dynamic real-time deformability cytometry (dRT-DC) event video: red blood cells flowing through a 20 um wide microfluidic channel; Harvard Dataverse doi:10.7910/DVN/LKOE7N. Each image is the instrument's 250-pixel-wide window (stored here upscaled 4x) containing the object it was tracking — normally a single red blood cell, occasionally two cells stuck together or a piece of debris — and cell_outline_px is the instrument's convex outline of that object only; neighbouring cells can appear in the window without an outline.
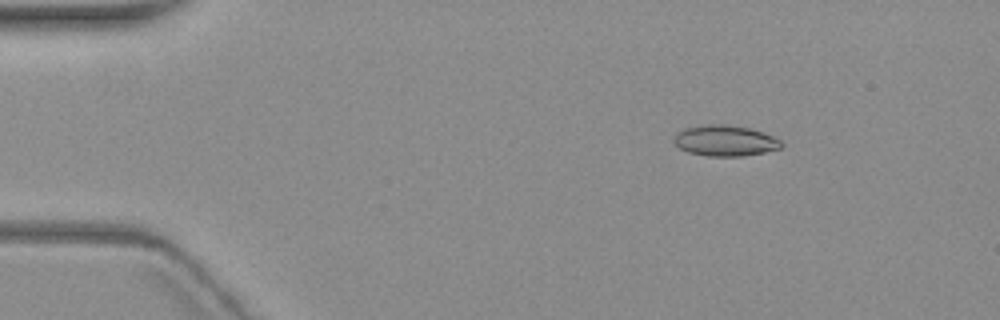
{"species": "common noctule bat (a hibernating species)", "species_latin": "Nyctalus noctula", "temperature_condition": "warm", "stored_images_in_passage": 7, "camera_frame_rate_fps": 3000, "um_per_image_px": 0.085, "animal": {"sex": "female", "body_mass_g": 19.3, "forearm_length_mm": 54.1}, "frame": {"image": 1, "passage_image": 3, "time_ms": 2.333, "image_size_px": [1000, 320], "cell_outline_px": [[784, 144], [780, 148], [764, 152], [744, 156], [708, 156], [688, 152], [680, 148], [672, 140], [672, 136], [676, 132], [684, 128], [704, 124], [724, 124], [748, 128], [764, 132], [780, 140]], "centroid_in_image_um": [61.59, 11.95], "position_along_channel_um": 23.4, "area_um2": 19.42}}
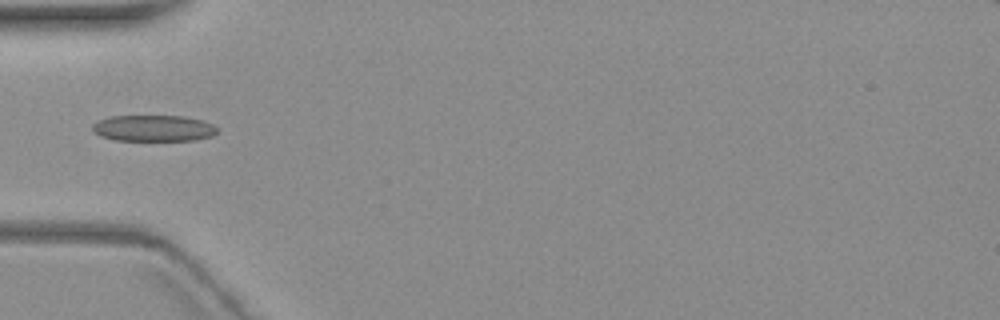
{"frame": {"image": 2, "passage_image": 6, "time_ms": 6.0, "image_size_px": [1000, 320], "cell_outline_px": [[220, 128], [212, 136], [196, 140], [116, 140], [100, 136], [92, 132], [92, 124], [100, 120], [112, 116], [184, 116], [204, 120]], "centroid_in_image_um": [13.07, 10.9], "position_along_channel_um": 71.9, "area_um2": 19.19}}
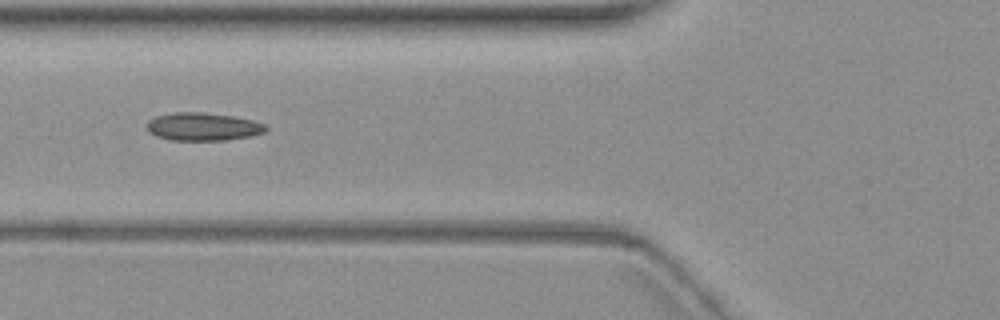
{"frame": {"image": 3, "passage_image": 7, "time_ms": 7.0, "image_size_px": [1000, 320], "cell_outline_px": [[268, 128], [264, 132], [252, 136], [224, 140], [172, 140], [156, 136], [148, 132], [148, 120], [156, 116], [172, 112], [200, 112], [232, 116], [252, 120], [264, 124]], "centroid_in_image_um": [17.24, 10.76], "position_along_channel_um": 108.6, "area_um2": 19.31}}